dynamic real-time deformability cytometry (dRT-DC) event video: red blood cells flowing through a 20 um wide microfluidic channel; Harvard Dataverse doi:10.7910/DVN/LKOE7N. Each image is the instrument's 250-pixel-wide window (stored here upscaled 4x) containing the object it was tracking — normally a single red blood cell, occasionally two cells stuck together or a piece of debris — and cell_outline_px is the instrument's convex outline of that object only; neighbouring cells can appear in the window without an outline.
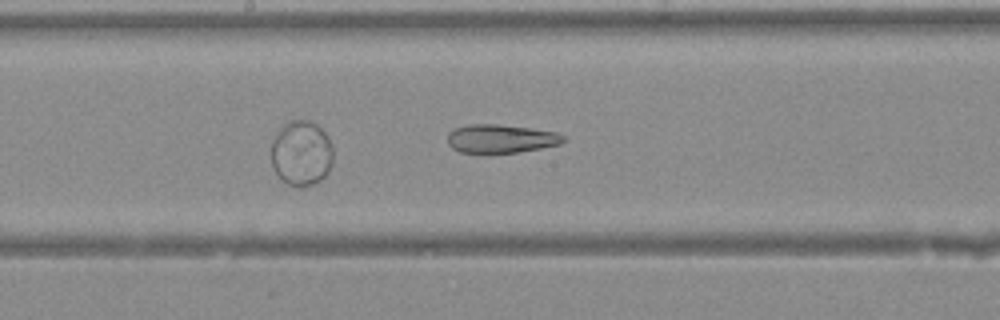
{"species": "Egyptian fruit bat (a non-hibernating species)", "species_latin": "Rousettus aegyptiacus", "temperature_condition": "warm", "stored_images_in_passage": 29, "camera_frame_rate_fps": 3000, "um_per_image_px": 0.085, "animal": {"sex": "female"}, "frame": {"image": 1, "passage_image": 10, "time_ms": 3.0, "image_size_px": [1000, 320], "cell_outline_px": [[568, 140], [560, 144], [540, 148], [516, 152], [484, 156], [460, 152], [452, 148], [448, 144], [448, 132], [452, 128], [468, 124], [496, 124], [528, 128], [556, 132], [564, 136]], "centroid_in_image_um": [42.5, 11.82], "position_along_channel_um": 205.7, "area_um2": 19.94}}
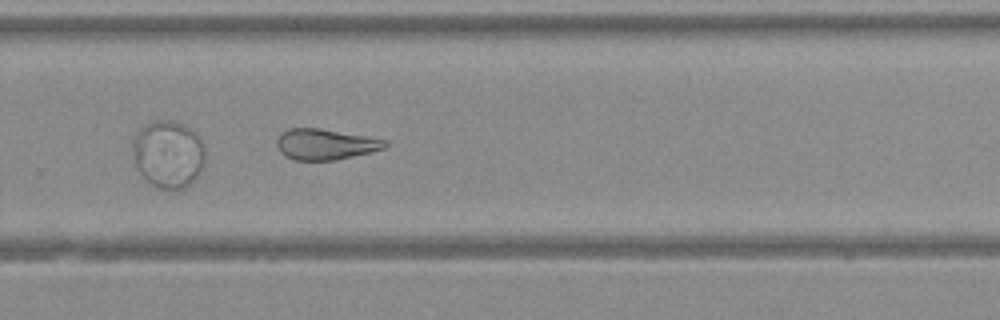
{"frame": {"image": 2, "passage_image": 16, "time_ms": 5.0, "image_size_px": [1000, 320], "cell_outline_px": [[388, 144], [384, 148], [336, 160], [296, 160], [284, 156], [280, 152], [276, 144], [276, 140], [288, 128], [320, 128], [368, 136], [388, 140]], "centroid_in_image_um": [27.65, 12.26], "position_along_channel_um": 302.1, "area_um2": 19.36}}
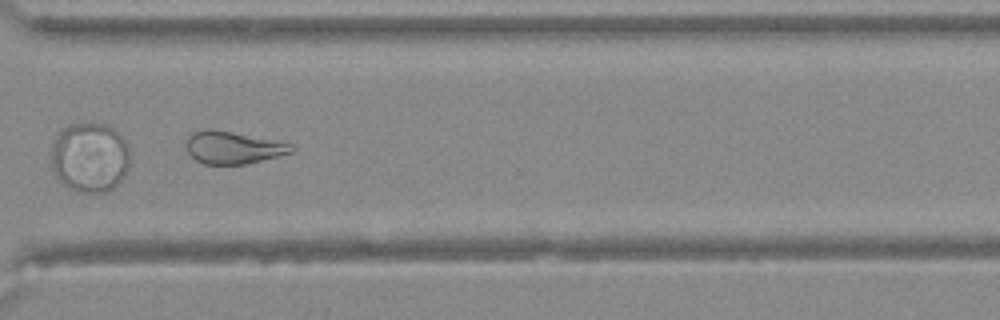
{"frame": {"image": 3, "passage_image": 19, "time_ms": 6.0, "image_size_px": [1000, 320], "cell_outline_px": [[296, 148], [292, 152], [244, 164], [204, 164], [196, 160], [188, 152], [184, 144], [188, 136], [192, 132], [208, 128], [212, 128], [296, 144]], "centroid_in_image_um": [19.79, 12.52], "position_along_channel_um": 350.8, "area_um2": 20.0}}